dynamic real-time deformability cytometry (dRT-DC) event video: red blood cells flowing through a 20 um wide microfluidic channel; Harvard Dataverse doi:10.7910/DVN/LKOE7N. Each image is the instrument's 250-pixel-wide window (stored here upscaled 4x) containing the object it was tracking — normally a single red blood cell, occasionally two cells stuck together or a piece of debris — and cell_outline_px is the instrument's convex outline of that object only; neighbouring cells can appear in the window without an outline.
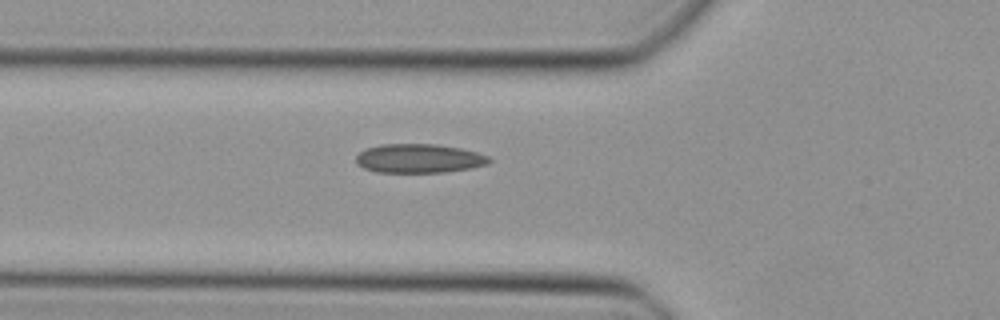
{"species": "Egyptian fruit bat (a non-hibernating species)", "species_latin": "Rousettus aegyptiacus", "temperature_condition": "cold", "stored_images_in_passage": 33, "camera_frame_rate_fps": 3000, "um_per_image_px": 0.085, "animal": {"sex": "female"}, "frame": {"image": 1, "passage_image": 2, "time_ms": 0.333, "image_size_px": [1000, 320], "cell_outline_px": [[492, 160], [488, 164], [472, 168], [444, 172], [376, 172], [364, 168], [356, 164], [356, 156], [364, 148], [380, 144], [436, 144], [460, 148], [476, 152], [488, 156]], "centroid_in_image_um": [35.6, 13.46], "position_along_channel_um": 90.2, "area_um2": 22.6}}
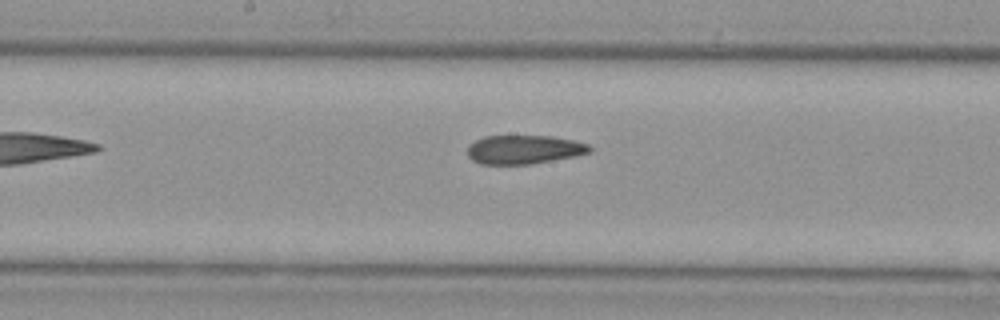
{"frame": {"image": 2, "passage_image": 10, "time_ms": 3.0, "image_size_px": [1000, 320], "cell_outline_px": [[592, 152], [576, 156], [532, 164], [480, 164], [472, 160], [468, 156], [468, 148], [476, 140], [484, 136], [552, 136], [572, 140], [588, 144], [592, 148]], "centroid_in_image_um": [44.57, 12.72], "position_along_channel_um": 203.6, "area_um2": 20.52}}
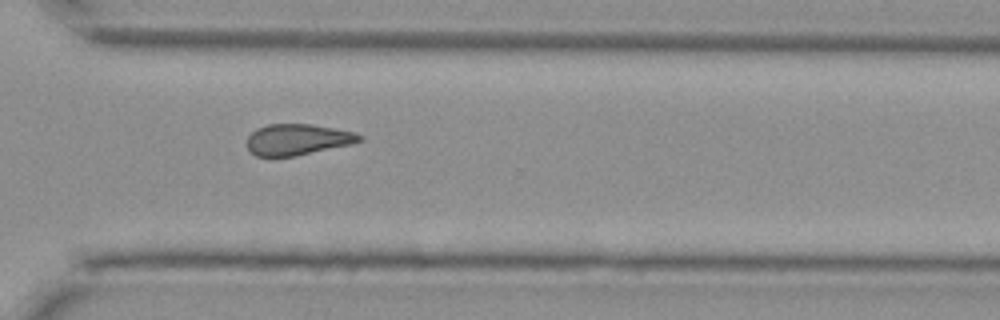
{"frame": {"image": 3, "passage_image": 20, "time_ms": 6.333, "image_size_px": [1000, 320], "cell_outline_px": [[364, 140], [352, 144], [296, 156], [256, 156], [248, 152], [248, 136], [256, 128], [268, 124], [312, 124], [356, 132], [364, 136]], "centroid_in_image_um": [25.32, 11.86], "position_along_channel_um": 345.3, "area_um2": 20.58}}